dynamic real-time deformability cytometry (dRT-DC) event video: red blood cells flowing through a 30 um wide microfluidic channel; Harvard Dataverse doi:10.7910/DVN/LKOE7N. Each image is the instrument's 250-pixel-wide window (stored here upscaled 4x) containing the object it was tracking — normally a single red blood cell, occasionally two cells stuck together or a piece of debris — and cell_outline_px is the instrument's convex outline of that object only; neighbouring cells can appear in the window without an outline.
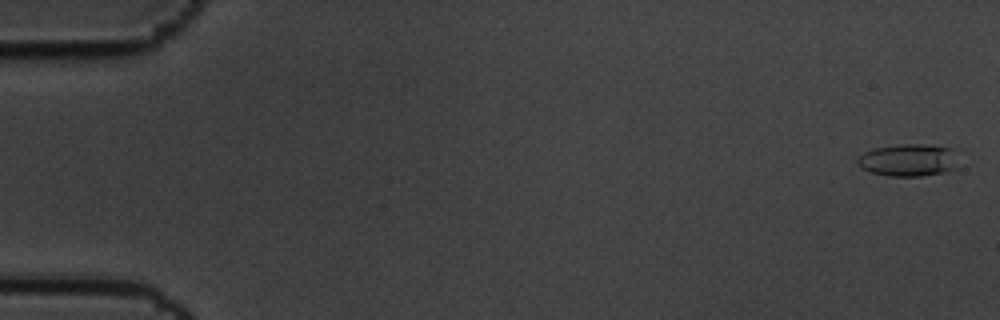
{"species": "common noctule bat (a hibernating species)", "species_latin": "Nyctalus noctula", "temperature_condition": "cold", "stored_images_in_passage": 8, "camera_frame_rate_fps": 3000, "um_per_image_px": 0.085, "animal": {"sex": "male", "body_mass_g": 19.5, "forearm_length_mm": 54.6}, "frame": {"image": 1, "passage_image": 1, "time_ms": 0.0, "image_size_px": [1000, 320], "cell_outline_px": [[956, 168], [944, 172], [920, 176], [888, 176], [872, 172], [860, 168], [856, 160], [864, 152], [876, 148], [900, 144], [920, 144], [948, 148]], "centroid_in_image_um": [77.1, 13.63], "position_along_channel_um": 7.9, "area_um2": 18.38}}
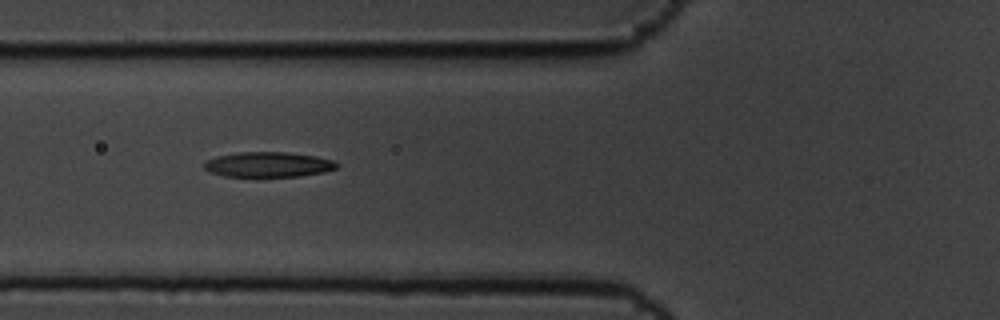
{"frame": {"image": 2, "passage_image": 7, "time_ms": 2.0, "image_size_px": [1000, 320], "cell_outline_px": [[340, 164], [336, 168], [324, 172], [300, 176], [224, 176], [212, 172], [204, 168], [204, 164], [208, 160], [216, 156], [240, 152], [284, 152], [316, 156], [332, 160]], "centroid_in_image_um": [22.83, 13.98], "position_along_channel_um": 103.0, "area_um2": 19.19}}
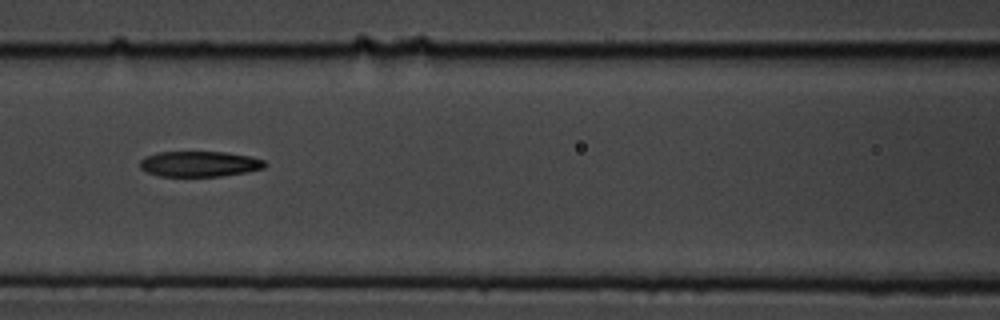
{"frame": {"image": 3, "passage_image": 8, "time_ms": 2.333, "image_size_px": [1000, 320], "cell_outline_px": [[268, 164], [264, 168], [248, 172], [220, 176], [160, 176], [144, 172], [140, 168], [140, 160], [144, 156], [160, 152], [224, 152], [252, 156], [264, 160]], "centroid_in_image_um": [16.96, 13.93], "position_along_channel_um": 149.6, "area_um2": 18.79}}